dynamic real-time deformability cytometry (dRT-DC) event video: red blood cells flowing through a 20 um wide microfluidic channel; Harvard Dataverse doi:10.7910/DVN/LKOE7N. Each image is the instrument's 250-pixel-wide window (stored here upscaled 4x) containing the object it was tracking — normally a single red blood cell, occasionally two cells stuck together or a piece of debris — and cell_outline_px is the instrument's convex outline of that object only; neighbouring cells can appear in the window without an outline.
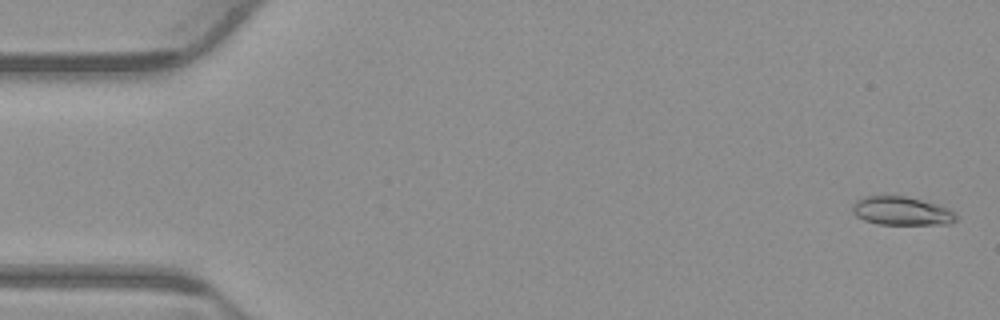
{"species": "common noctule bat (a hibernating species)", "species_latin": "Nyctalus noctula", "temperature_condition": "warm", "stored_images_in_passage": 15, "camera_frame_rate_fps": 3000, "um_per_image_px": 0.085, "animal": {"sex": "male", "body_mass_g": 23.1, "forearm_length_mm": 52.7}, "frame": {"image": 1, "passage_image": 2, "time_ms": 0.333, "image_size_px": [1000, 320], "cell_outline_px": [[956, 220], [948, 224], [876, 224], [864, 220], [856, 216], [852, 212], [852, 208], [856, 200], [864, 196], [908, 196], [936, 204], [948, 208], [956, 212]], "centroid_in_image_um": [76.63, 17.93], "position_along_channel_um": 8.4, "area_um2": 17.28}}
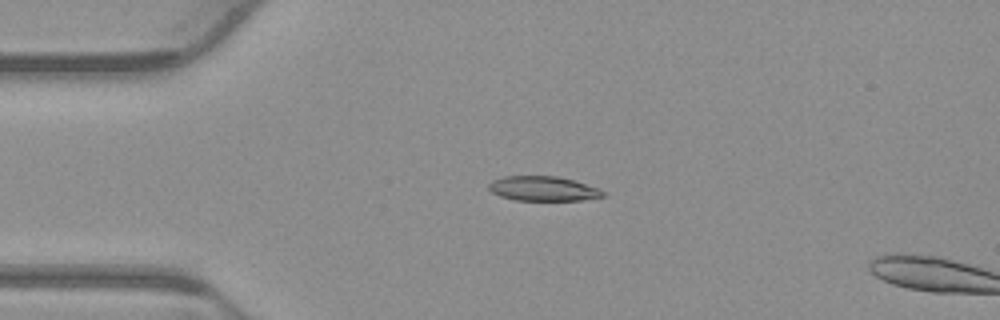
{"frame": {"image": 2, "passage_image": 13, "time_ms": 4.0, "image_size_px": [1000, 320], "cell_outline_px": [[604, 196], [580, 200], [516, 200], [500, 196], [492, 192], [488, 188], [488, 184], [492, 180], [504, 176], [556, 176], [572, 180], [600, 188], [604, 192]], "centroid_in_image_um": [46.14, 16.03], "position_along_channel_um": 38.9, "area_um2": 16.3}}